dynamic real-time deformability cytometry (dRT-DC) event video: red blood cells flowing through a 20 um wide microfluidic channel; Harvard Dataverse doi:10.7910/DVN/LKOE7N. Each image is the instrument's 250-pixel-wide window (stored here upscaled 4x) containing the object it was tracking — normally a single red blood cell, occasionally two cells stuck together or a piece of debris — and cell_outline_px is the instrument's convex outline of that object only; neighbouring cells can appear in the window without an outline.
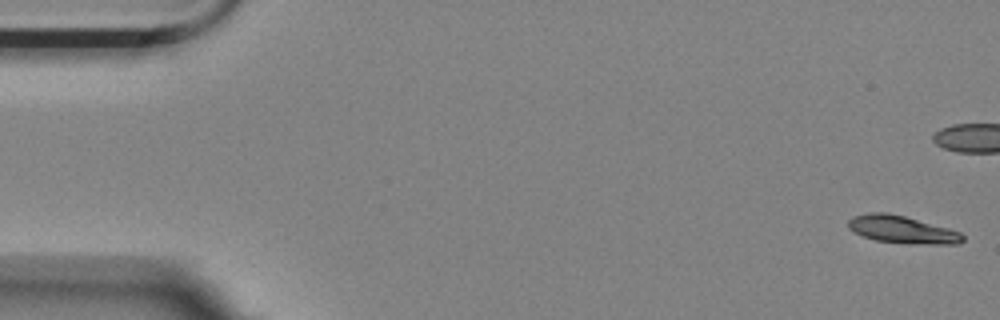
{"species": "Egyptian fruit bat (a non-hibernating species)", "species_latin": "Rousettus aegyptiacus", "temperature_condition": "room temperature", "stored_images_in_passage": 15, "camera_frame_rate_fps": 3000, "um_per_image_px": 0.085, "animal": {"sex": "female"}, "frame": {"image": 1, "passage_image": 1, "time_ms": 0.0, "image_size_px": [1000, 320], "cell_outline_px": [[964, 240], [960, 244], [908, 244], [876, 240], [852, 232], [848, 228], [848, 220], [852, 216], [872, 212], [888, 212], [904, 216], [948, 228], [960, 232], [964, 236]], "centroid_in_image_um": [76.67, 19.52], "position_along_channel_um": 8.3, "area_um2": 18.44}}